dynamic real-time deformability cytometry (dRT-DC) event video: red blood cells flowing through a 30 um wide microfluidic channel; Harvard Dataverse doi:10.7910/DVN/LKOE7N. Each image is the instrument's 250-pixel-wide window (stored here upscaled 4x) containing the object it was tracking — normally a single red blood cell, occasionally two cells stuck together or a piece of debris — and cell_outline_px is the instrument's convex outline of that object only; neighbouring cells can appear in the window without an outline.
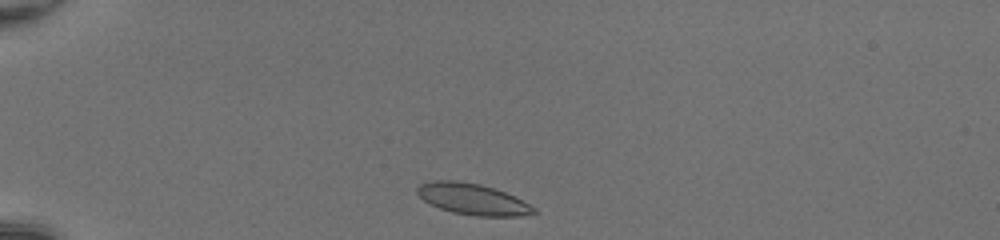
{"species": "common noctule bat (a hibernating species)", "species_latin": "Nyctalus noctula", "temperature_condition": "room temperature", "stored_images_in_passage": 37, "camera_frame_rate_fps": 3000, "um_per_image_px": 0.085, "animal": {"sex": "female", "body_mass_g": 20.0, "forearm_length_mm": 54.0}, "frame": {"image": 1, "passage_image": 1, "time_ms": 0.0, "image_size_px": [1000, 240], "cell_outline_px": [[536, 212], [520, 216], [476, 216], [452, 212], [440, 208], [424, 200], [416, 192], [416, 188], [420, 184], [432, 180], [460, 180], [480, 184], [496, 188], [536, 208]], "centroid_in_image_um": [40.14, 16.91], "position_along_channel_um": 44.9, "area_um2": 21.04}}
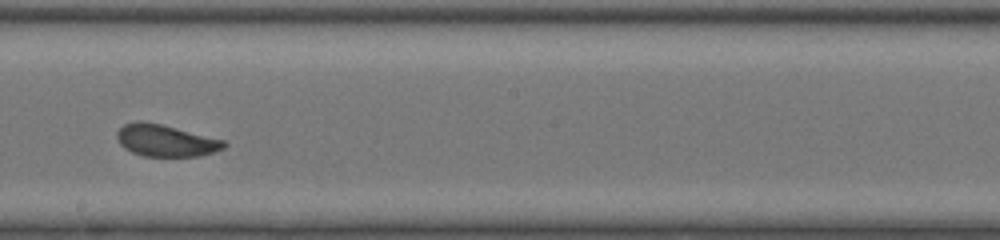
{"frame": {"image": 2, "passage_image": 18, "time_ms": 5.667, "image_size_px": [1000, 240], "cell_outline_px": [[228, 144], [224, 148], [200, 156], [144, 156], [132, 152], [124, 148], [120, 144], [116, 136], [116, 132], [124, 124], [136, 120], [140, 120], [160, 124], [224, 140]], "centroid_in_image_um": [14.05, 11.94], "position_along_channel_um": 234.1, "area_um2": 19.77}}
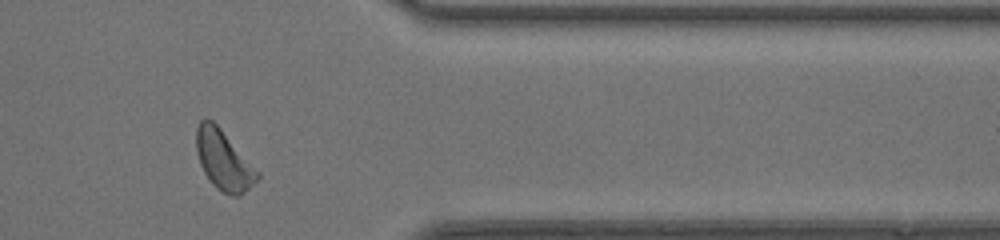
{"frame": {"image": 3, "passage_image": 30, "time_ms": 9.667, "image_size_px": [1000, 240], "cell_outline_px": [[260, 180], [240, 196], [232, 196], [216, 188], [212, 184], [204, 172], [200, 164], [196, 152], [196, 128], [200, 120], [212, 120], [220, 128], [260, 172]], "centroid_in_image_um": [19.03, 13.65], "position_along_channel_um": 392.4, "area_um2": 21.27}, "authors_computed_cell_mechanics": {"area_um2": 20.4034, "velocity_mm_per_s": 4.1896, "shape_relaxation_time_tau1_ms": 2.755, "shape_relaxation_time_tau2_ms": 1.275, "deformation_change_tau1": 0.0924, "deformation_change_tau2": 0.058}}